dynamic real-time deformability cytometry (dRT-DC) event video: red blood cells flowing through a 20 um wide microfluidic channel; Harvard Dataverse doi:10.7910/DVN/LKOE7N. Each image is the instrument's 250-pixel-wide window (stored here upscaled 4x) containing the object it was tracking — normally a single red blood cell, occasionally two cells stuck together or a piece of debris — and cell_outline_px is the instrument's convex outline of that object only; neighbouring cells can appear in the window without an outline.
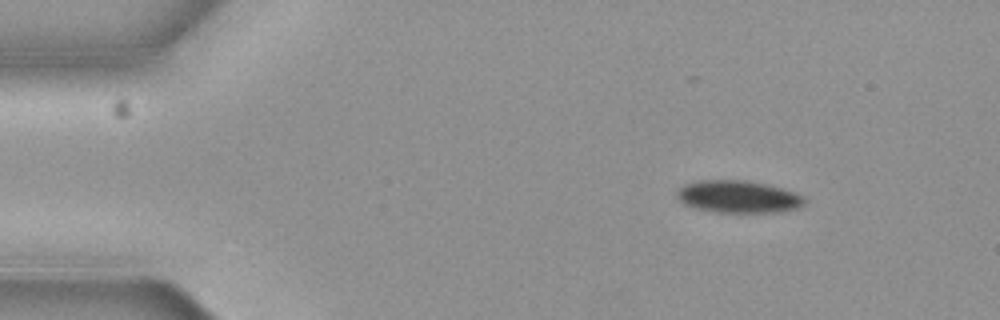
{"species": "common noctule bat (a hibernating species)", "species_latin": "Nyctalus noctula", "temperature_condition": "cold", "stored_images_in_passage": 8, "camera_frame_rate_fps": 3000, "um_per_image_px": 0.085, "animal": {"sex": "female", "body_mass_g": 19.3, "forearm_length_mm": 54.1}, "frame": {"image": 1, "passage_image": 2, "time_ms": 0.333, "image_size_px": [1000, 320], "cell_outline_px": [[804, 204], [796, 208], [776, 212], [716, 212], [696, 208], [684, 204], [676, 196], [676, 192], [684, 184], [700, 180], [744, 180], [764, 184], [780, 188], [792, 192], [800, 196], [804, 200]], "centroid_in_image_um": [62.68, 16.72], "position_along_channel_um": 22.3, "area_um2": 23.58}}
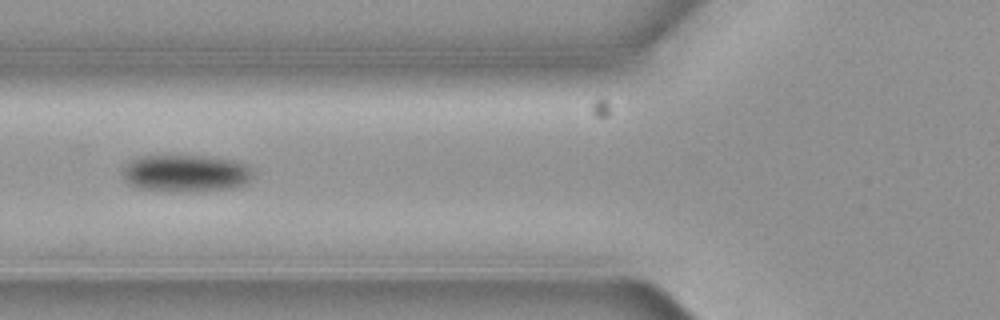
{"frame": {"image": 2, "passage_image": 6, "time_ms": 1.667, "image_size_px": [1000, 320], "cell_outline_px": [[256, 172], [248, 184], [232, 188], [196, 192], [140, 188], [128, 184], [124, 180], [124, 168], [132, 160], [144, 156], [200, 156], [232, 160], [244, 164]], "centroid_in_image_um": [15.87, 14.74], "position_along_channel_um": 109.9, "area_um2": 28.03}}
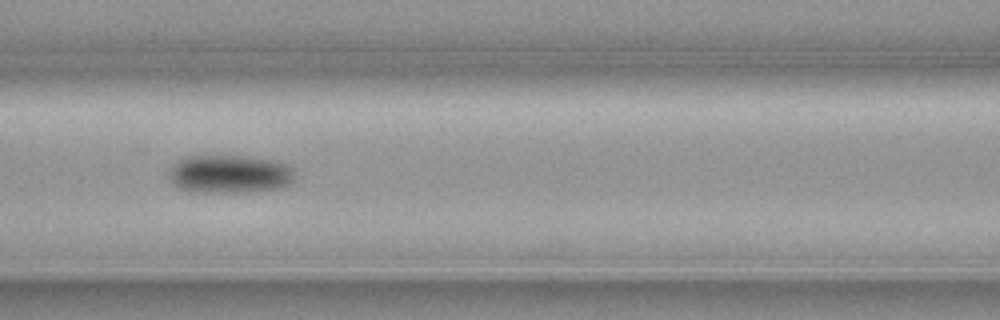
{"frame": {"image": 3, "passage_image": 7, "time_ms": 2.0, "image_size_px": [1000, 320], "cell_outline_px": [[292, 180], [288, 184], [280, 188], [248, 192], [192, 192], [176, 188], [168, 180], [168, 168], [176, 160], [184, 156], [248, 156], [272, 160], [284, 164], [292, 168]], "centroid_in_image_um": [19.39, 14.8], "position_along_channel_um": 147.2, "area_um2": 28.44}}